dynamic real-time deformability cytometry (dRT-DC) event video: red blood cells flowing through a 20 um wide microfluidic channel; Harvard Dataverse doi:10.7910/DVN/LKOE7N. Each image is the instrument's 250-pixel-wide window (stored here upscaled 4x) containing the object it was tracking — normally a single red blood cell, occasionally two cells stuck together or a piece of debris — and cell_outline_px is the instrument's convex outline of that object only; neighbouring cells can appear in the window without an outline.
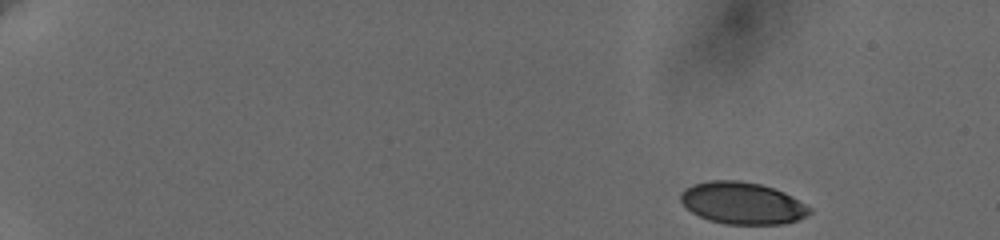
{"species": "human", "species_latin": "Homo sapiens", "temperature_condition": "cold", "stored_images_in_passage": 53, "camera_frame_rate_fps": 3000, "um_per_image_px": 0.085, "donor": {"sex": "female"}, "frame": {"image": 1, "passage_image": 1, "time_ms": 0.0, "image_size_px": [1000, 240], "cell_outline_px": [[812, 212], [796, 220], [784, 224], [724, 224], [708, 220], [692, 212], [680, 200], [680, 192], [684, 188], [692, 184], [708, 180], [740, 180], [760, 184], [784, 192], [792, 196], [812, 208]], "centroid_in_image_um": [63.08, 17.26], "position_along_channel_um": 21.9, "area_um2": 31.62}}
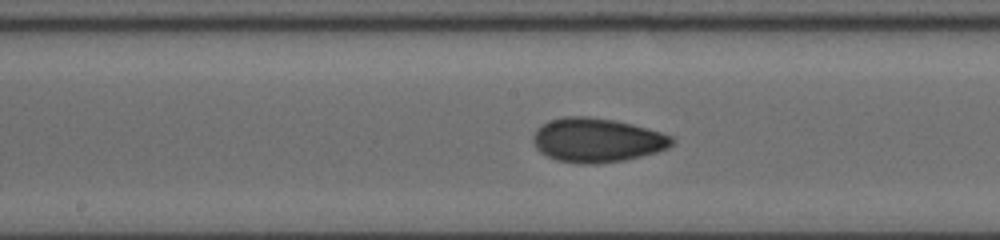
{"frame": {"image": 2, "passage_image": 28, "time_ms": 9.0, "image_size_px": [1000, 240], "cell_outline_px": [[676, 140], [668, 148], [656, 152], [624, 160], [596, 164], [580, 164], [556, 160], [540, 152], [536, 148], [532, 140], [532, 136], [536, 128], [540, 124], [548, 120], [564, 116], [588, 116], [612, 120], [632, 124], [660, 132], [672, 136]], "centroid_in_image_um": [50.7, 11.91], "position_along_channel_um": 197.5, "area_um2": 35.89}}
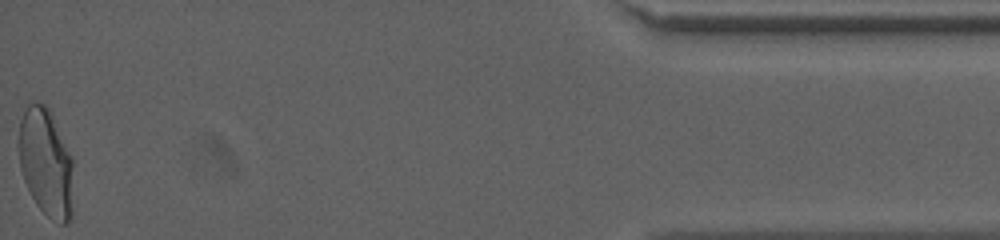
{"frame": {"image": 3, "passage_image": 53, "time_ms": 17.333, "image_size_px": [1000, 240], "cell_outline_px": [[72, 220], [68, 224], [60, 224], [52, 220], [36, 204], [24, 180], [20, 168], [20, 120], [24, 108], [32, 100], [44, 104], [52, 112], [72, 156]], "centroid_in_image_um": [3.93, 13.81], "position_along_channel_um": 431.3, "area_um2": 34.62}, "authors_computed_cell_mechanics": {"area_um2": 33.5818, "velocity_mm_per_s": 3.6462, "shape_relaxation_time_tau1_ms": null, "shape_relaxation_time_tau2_ms": 1.608, "deformation_change_tau1": null, "deformation_change_tau2": 0.0537}}